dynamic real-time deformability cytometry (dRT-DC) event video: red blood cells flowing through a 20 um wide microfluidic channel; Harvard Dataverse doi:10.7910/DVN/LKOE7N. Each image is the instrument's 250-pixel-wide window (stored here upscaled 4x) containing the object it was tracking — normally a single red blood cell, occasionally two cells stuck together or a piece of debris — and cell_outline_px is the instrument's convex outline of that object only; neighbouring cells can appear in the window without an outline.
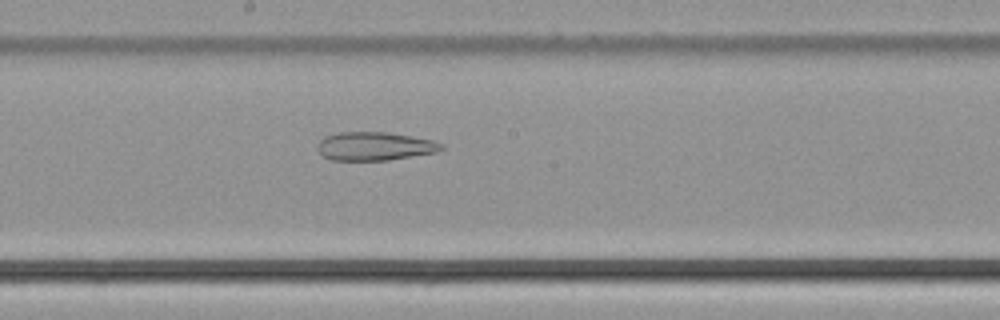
{"species": "common noctule bat (a hibernating species)", "species_latin": "Nyctalus noctula", "temperature_condition": "cold", "stored_images_in_passage": 51, "camera_frame_rate_fps": 3000, "um_per_image_px": 0.085, "animal": {"sex": "male", "body_mass_g": 21.5, "forearm_length_mm": 52.0}, "frame": {"image": 1, "passage_image": 28, "time_ms": 9.0, "image_size_px": [1000, 320], "cell_outline_px": [[444, 148], [436, 152], [388, 160], [332, 160], [324, 156], [316, 148], [316, 144], [324, 136], [340, 132], [388, 132], [412, 136], [432, 140], [444, 144]], "centroid_in_image_um": [31.83, 12.42], "position_along_channel_um": 216.4, "area_um2": 20.58}}
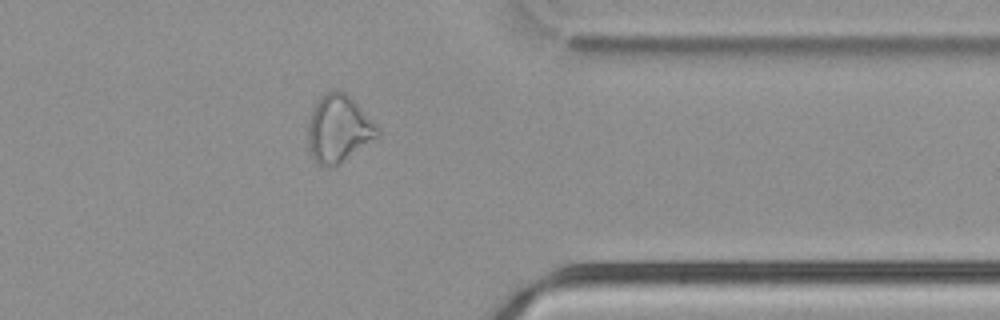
{"frame": {"image": 2, "passage_image": 41, "time_ms": 13.333, "image_size_px": [1000, 320], "cell_outline_px": [[380, 136], [340, 164], [328, 168], [324, 168], [316, 164], [312, 160], [308, 152], [308, 116], [316, 100], [320, 96], [328, 92], [344, 92], [380, 128]], "centroid_in_image_um": [28.74, 11.02], "position_along_channel_um": 382.7, "area_um2": 27.63}}
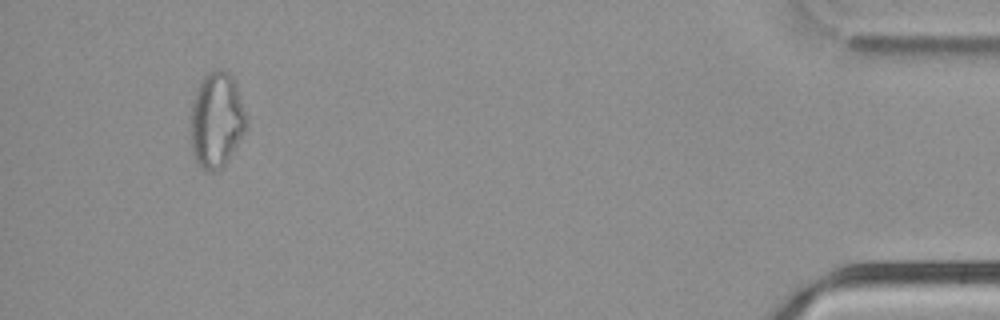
{"frame": {"image": 3, "passage_image": 48, "time_ms": 15.667, "image_size_px": [1000, 320], "cell_outline_px": [[248, 124], [244, 132], [224, 164], [220, 168], [212, 172], [208, 172], [200, 168], [196, 164], [192, 152], [192, 100], [204, 76], [212, 68], [224, 68], [236, 80], [248, 120]], "centroid_in_image_um": [18.43, 10.16], "position_along_channel_um": 416.8, "area_um2": 31.1}}